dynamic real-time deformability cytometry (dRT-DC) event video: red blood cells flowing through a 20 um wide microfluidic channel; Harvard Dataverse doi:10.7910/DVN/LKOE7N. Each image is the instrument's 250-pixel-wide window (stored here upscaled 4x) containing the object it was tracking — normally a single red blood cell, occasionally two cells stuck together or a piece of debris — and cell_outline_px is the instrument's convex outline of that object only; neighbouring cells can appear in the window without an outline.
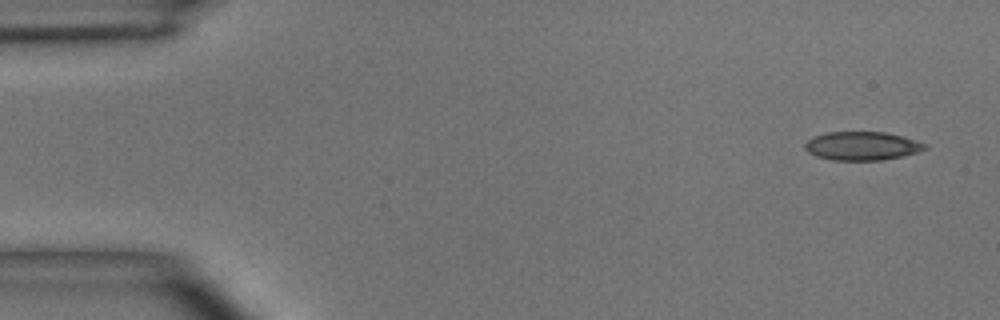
{"species": "common noctule bat (a hibernating species)", "species_latin": "Nyctalus noctula", "temperature_condition": "room temperature", "stored_images_in_passage": 4, "camera_frame_rate_fps": 3000, "um_per_image_px": 0.085, "animal": {"sex": "male", "body_mass_g": 15.6}, "frame": {"image": 1, "passage_image": 1, "time_ms": 0.0, "image_size_px": [1000, 320], "cell_outline_px": [[928, 148], [920, 152], [880, 160], [832, 160], [816, 156], [808, 152], [804, 148], [804, 144], [812, 136], [824, 132], [884, 132], [904, 136], [928, 144]], "centroid_in_image_um": [73.28, 12.39], "position_along_channel_um": 11.7, "area_um2": 20.17}}
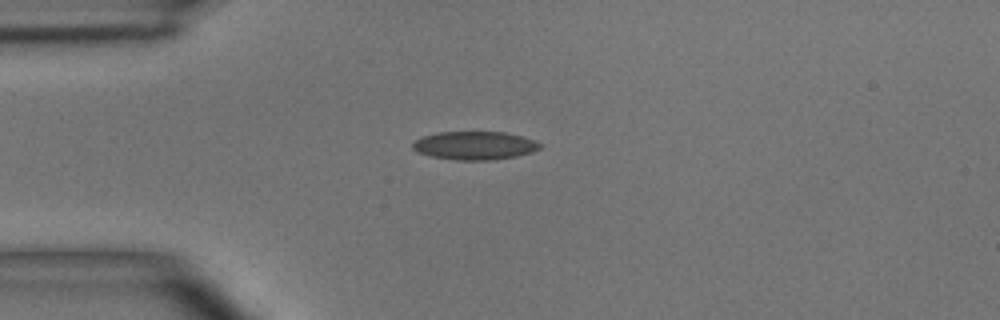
{"frame": {"image": 2, "passage_image": 4, "time_ms": 3.333, "image_size_px": [1000, 320], "cell_outline_px": [[544, 144], [540, 148], [532, 152], [516, 156], [492, 160], [456, 160], [432, 156], [416, 152], [412, 148], [412, 144], [420, 136], [436, 132], [504, 132], [536, 140]], "centroid_in_image_um": [40.34, 12.36], "position_along_channel_um": 44.7, "area_um2": 21.15}}